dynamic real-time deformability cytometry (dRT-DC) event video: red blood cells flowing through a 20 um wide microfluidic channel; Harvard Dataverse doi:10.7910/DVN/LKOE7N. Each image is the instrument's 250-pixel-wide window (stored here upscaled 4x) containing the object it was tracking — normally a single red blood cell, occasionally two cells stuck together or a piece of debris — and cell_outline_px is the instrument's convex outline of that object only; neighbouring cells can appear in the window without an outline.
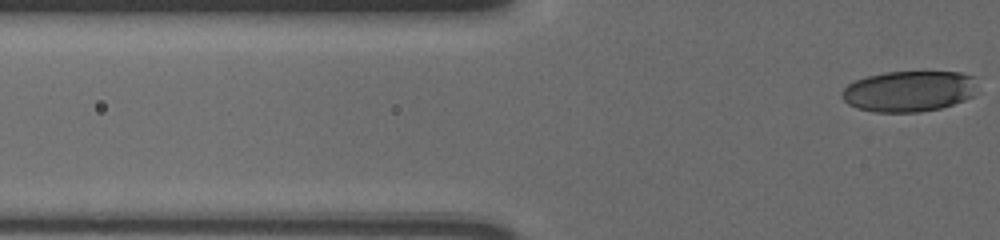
{"species": "human", "species_latin": "Homo sapiens", "temperature_condition": "cold", "stored_images_in_passage": 7, "segment_of_instrument_passage": [2, 2], "camera_frame_rate_fps": 3000, "um_per_image_px": 0.085, "donor": {"sex": "male"}, "frame": {"image": 1, "passage_image": 7, "time_ms": 2.0, "image_size_px": [1000, 240], "cell_outline_px": [[976, 92], [972, 96], [964, 100], [940, 108], [920, 112], [876, 112], [856, 108], [848, 104], [840, 96], [840, 92], [848, 84], [864, 76], [884, 72], [960, 72], [972, 76]], "centroid_in_image_um": [77.2, 7.75], "position_along_channel_um": 48.6, "area_um2": 32.31}}